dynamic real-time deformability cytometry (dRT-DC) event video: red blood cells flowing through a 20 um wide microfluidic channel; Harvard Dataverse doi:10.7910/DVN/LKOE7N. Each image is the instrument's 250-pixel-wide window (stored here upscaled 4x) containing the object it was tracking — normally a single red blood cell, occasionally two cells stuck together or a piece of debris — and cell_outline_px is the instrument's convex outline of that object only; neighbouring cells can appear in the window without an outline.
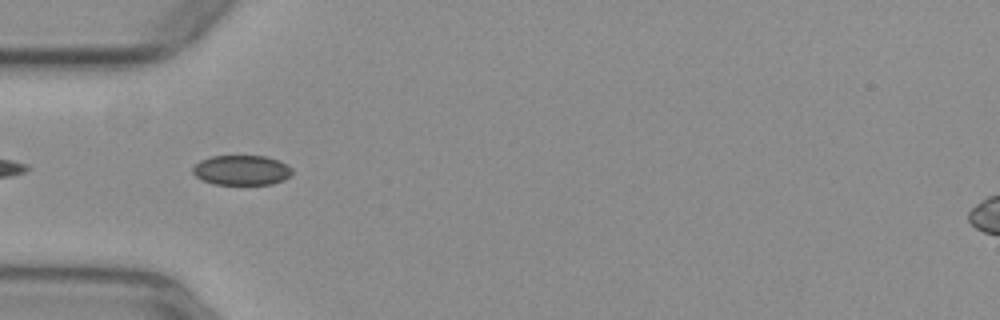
{"species": "common noctule bat (a hibernating species)", "species_latin": "Nyctalus noctula", "temperature_condition": "warm", "stored_images_in_passage": 31, "camera_frame_rate_fps": 3000, "um_per_image_px": 0.085, "animal": {"sex": "female", "body_mass_g": 29.2, "forearm_length_mm": 56.3}, "frame": {"image": 1, "passage_image": 2, "time_ms": 0.333, "image_size_px": [1000, 320], "cell_outline_px": [[292, 172], [284, 180], [272, 184], [212, 184], [200, 180], [192, 172], [192, 168], [200, 160], [212, 156], [264, 156], [276, 160], [292, 168]], "centroid_in_image_um": [20.49, 14.47], "position_along_channel_um": 64.5, "area_um2": 17.22}}
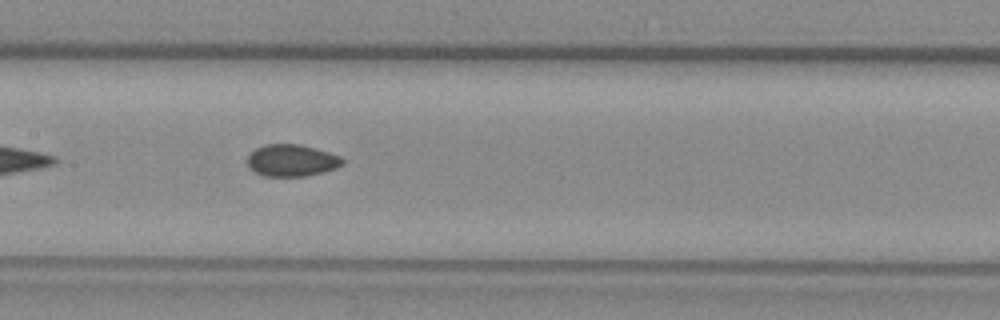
{"frame": {"image": 2, "passage_image": 11, "time_ms": 3.333, "image_size_px": [1000, 320], "cell_outline_px": [[344, 164], [336, 168], [324, 172], [304, 176], [264, 176], [256, 172], [248, 164], [248, 156], [256, 148], [264, 144], [300, 144], [328, 152], [340, 156], [344, 160]], "centroid_in_image_um": [24.82, 13.63], "position_along_channel_um": 182.6, "area_um2": 17.57}}
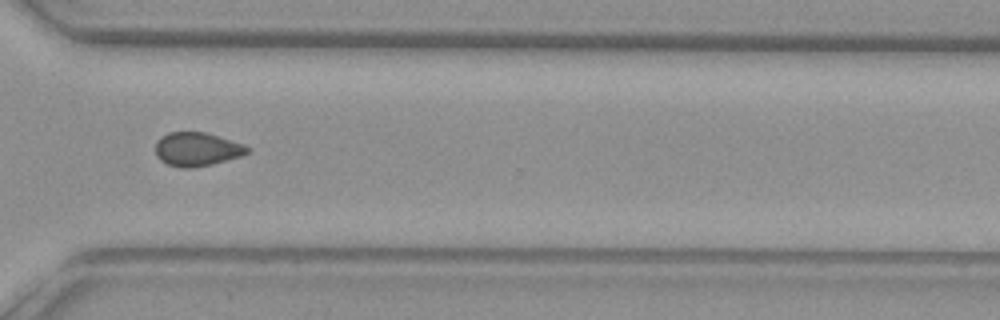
{"frame": {"image": 3, "passage_image": 24, "time_ms": 7.667, "image_size_px": [1000, 320], "cell_outline_px": [[248, 152], [240, 156], [212, 164], [192, 168], [180, 168], [168, 164], [160, 160], [156, 156], [156, 140], [160, 136], [168, 132], [204, 132], [244, 144], [248, 148]], "centroid_in_image_um": [16.69, 12.68], "position_along_channel_um": 353.9, "area_um2": 17.98}, "authors_computed_cell_mechanics": {"area_um2": 18.0914, "velocity_mm_per_s": 3.9549, "shape_relaxation_time_tau1_ms": null, "shape_relaxation_time_tau2_ms": 3.105, "deformation_change_tau1": null, "deformation_change_tau2": 0.0723}}